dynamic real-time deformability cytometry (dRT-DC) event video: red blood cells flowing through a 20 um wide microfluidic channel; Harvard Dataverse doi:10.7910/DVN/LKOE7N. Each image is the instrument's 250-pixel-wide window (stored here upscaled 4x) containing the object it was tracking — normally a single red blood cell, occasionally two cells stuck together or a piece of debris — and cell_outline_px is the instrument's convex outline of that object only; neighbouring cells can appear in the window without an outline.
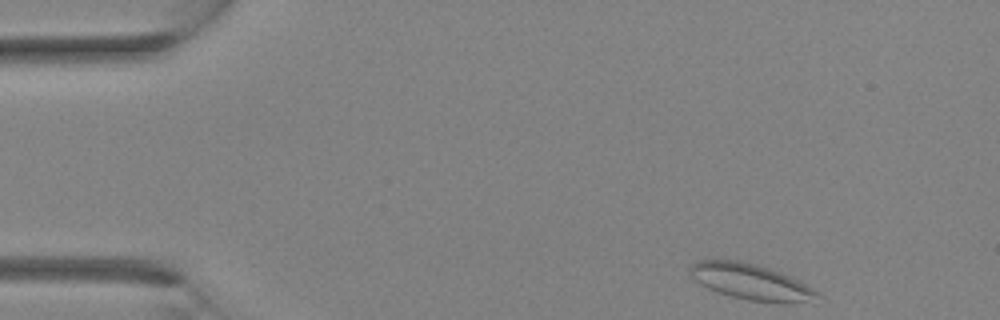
{"species": "Egyptian fruit bat (a non-hibernating species)", "species_latin": "Rousettus aegyptiacus", "temperature_condition": "room temperature", "stored_images_in_passage": 2, "camera_frame_rate_fps": 3000, "um_per_image_px": 0.085, "animal": {"sex": "female"}, "frame": {"image": 1, "passage_image": 1, "time_ms": 0.0, "image_size_px": [1000, 320], "cell_outline_px": [[824, 296], [816, 304], [780, 304], [748, 300], [732, 296], [708, 288], [700, 284], [688, 272], [688, 268], [692, 264], [700, 260], [736, 260], [756, 264], [780, 272], [820, 292]], "centroid_in_image_um": [63.96, 24.01], "position_along_channel_um": 21.0, "area_um2": 27.17}}